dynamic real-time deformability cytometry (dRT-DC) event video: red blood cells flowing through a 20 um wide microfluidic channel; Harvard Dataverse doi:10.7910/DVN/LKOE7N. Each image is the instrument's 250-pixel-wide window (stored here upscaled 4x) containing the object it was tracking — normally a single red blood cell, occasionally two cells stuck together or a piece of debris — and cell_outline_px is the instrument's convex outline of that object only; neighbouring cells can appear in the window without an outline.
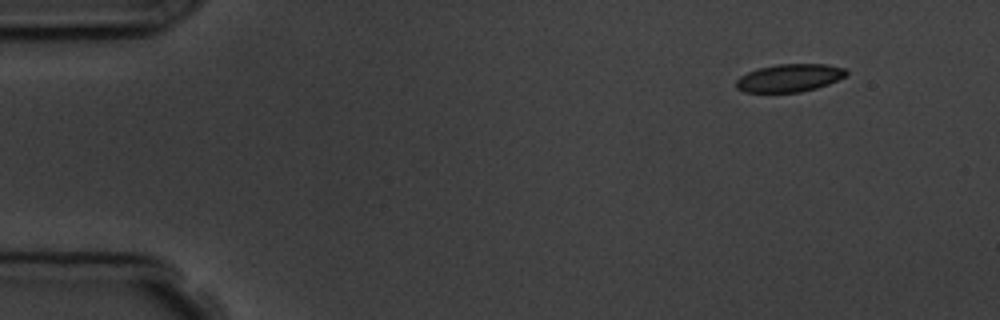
{"species": "common noctule bat (a hibernating species)", "species_latin": "Nyctalus noctula", "temperature_condition": "room temperature", "stored_images_in_passage": 5, "camera_frame_rate_fps": 3000, "um_per_image_px": 0.085, "animal": {"sex": "male", "body_mass_g": 19.5, "forearm_length_mm": 54.6}, "frame": {"image": 1, "passage_image": 1, "time_ms": 0.0, "image_size_px": [1000, 320], "cell_outline_px": [[848, 76], [828, 84], [816, 88], [800, 92], [744, 92], [736, 88], [736, 80], [740, 76], [756, 68], [776, 64], [828, 64], [844, 68], [848, 72]], "centroid_in_image_um": [67.11, 6.61], "position_along_channel_um": 17.9, "area_um2": 18.03}}
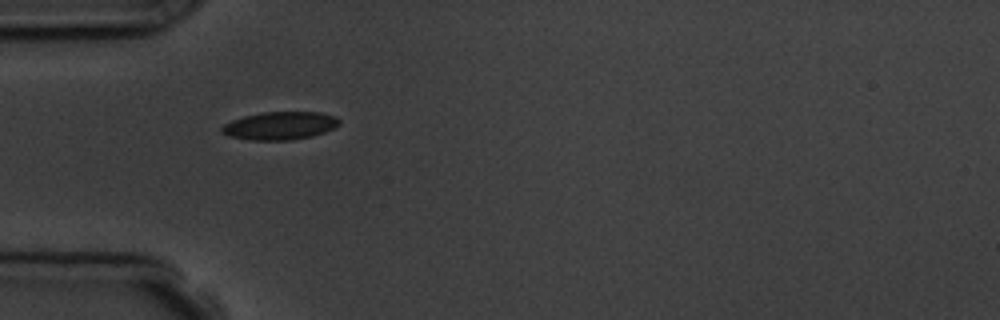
{"frame": {"image": 2, "passage_image": 4, "time_ms": 3.667, "image_size_px": [1000, 320], "cell_outline_px": [[340, 124], [336, 128], [312, 136], [292, 140], [252, 140], [228, 136], [220, 132], [220, 128], [224, 124], [232, 120], [244, 116], [264, 112], [320, 112], [336, 116], [340, 120]], "centroid_in_image_um": [23.81, 10.68], "position_along_channel_um": 61.2, "area_um2": 19.31}}
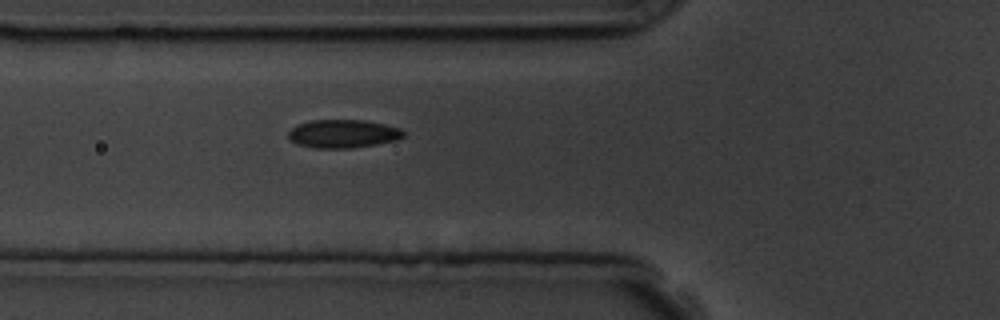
{"frame": {"image": 3, "passage_image": 5, "time_ms": 4.667, "image_size_px": [1000, 320], "cell_outline_px": [[404, 136], [396, 140], [376, 144], [352, 148], [316, 148], [296, 144], [288, 136], [288, 132], [296, 124], [312, 120], [364, 120], [384, 124], [400, 128], [404, 132]], "centroid_in_image_um": [29.15, 11.36], "position_along_channel_um": 96.7, "area_um2": 18.96}}